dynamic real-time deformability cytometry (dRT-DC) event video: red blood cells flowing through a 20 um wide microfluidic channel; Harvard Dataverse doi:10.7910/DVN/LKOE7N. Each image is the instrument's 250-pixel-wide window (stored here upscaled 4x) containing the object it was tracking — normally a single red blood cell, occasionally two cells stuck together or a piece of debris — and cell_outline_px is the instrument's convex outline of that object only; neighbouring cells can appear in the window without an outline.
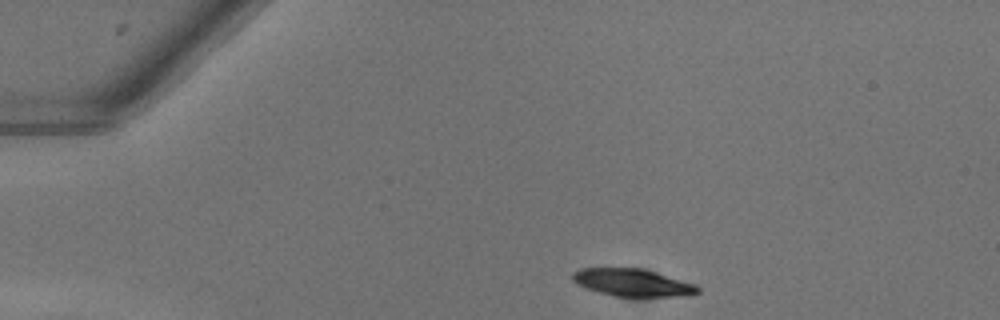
{"species": "common noctule bat (a hibernating species)", "species_latin": "Nyctalus noctula", "temperature_condition": "warm", "stored_images_in_passage": 42, "camera_frame_rate_fps": 3000, "um_per_image_px": 0.085, "animal": {"sex": "female"}, "frame": {"image": 1, "passage_image": 1, "time_ms": 0.0, "image_size_px": [1000, 320], "cell_outline_px": [[700, 292], [688, 296], [616, 296], [600, 292], [576, 284], [572, 280], [572, 272], [580, 268], [640, 268], [656, 272], [696, 284], [700, 288]], "centroid_in_image_um": [53.78, 24.01], "position_along_channel_um": 31.2, "area_um2": 19.94}}
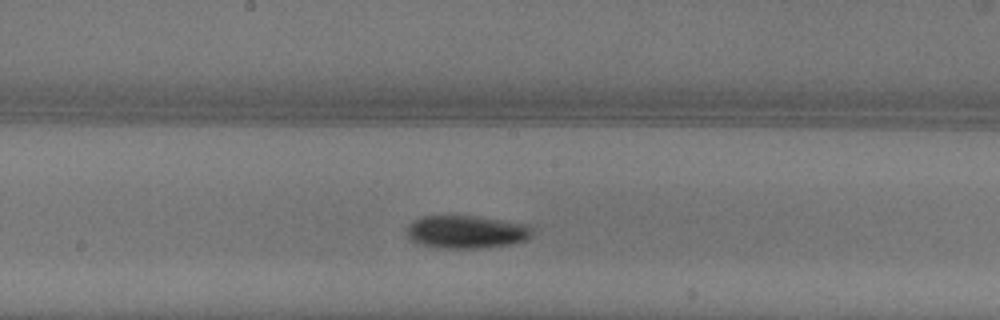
{"frame": {"image": 2, "passage_image": 19, "time_ms": 6.0, "image_size_px": [1000, 320], "cell_outline_px": [[532, 236], [524, 240], [508, 244], [484, 248], [440, 248], [420, 244], [408, 240], [408, 224], [412, 220], [420, 216], [476, 216], [528, 224], [532, 228]], "centroid_in_image_um": [39.61, 19.71], "position_along_channel_um": 208.6, "area_um2": 24.16}}
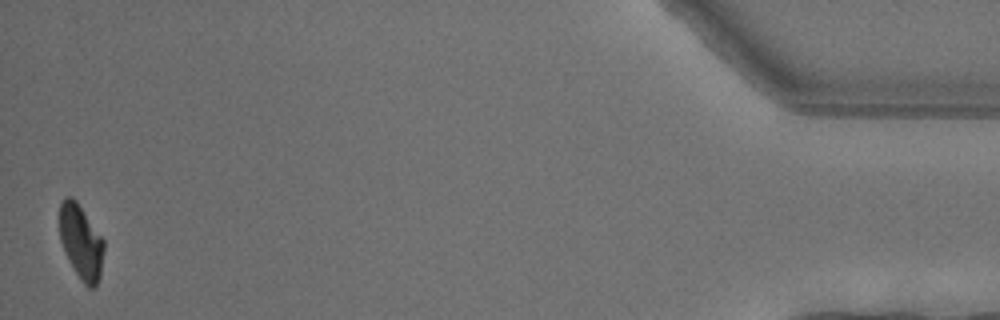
{"frame": {"image": 3, "passage_image": 42, "time_ms": 13.667, "image_size_px": [1000, 320], "cell_outline_px": [[104, 252], [100, 276], [96, 288], [88, 288], [84, 284], [76, 272], [64, 252], [60, 240], [60, 204], [68, 196], [72, 196], [76, 200], [104, 240]], "centroid_in_image_um": [6.9, 20.59], "position_along_channel_um": 428.3, "area_um2": 19.13}, "authors_computed_cell_mechanics": {"area_um2": 22.1952, "velocity_mm_per_s": 4.0464, "shape_relaxation_time_tau1_ms": 2.3137, "shape_relaxation_time_tau2_ms": null, "deformation_change_tau1": 0.1142, "deformation_change_tau2": null}}